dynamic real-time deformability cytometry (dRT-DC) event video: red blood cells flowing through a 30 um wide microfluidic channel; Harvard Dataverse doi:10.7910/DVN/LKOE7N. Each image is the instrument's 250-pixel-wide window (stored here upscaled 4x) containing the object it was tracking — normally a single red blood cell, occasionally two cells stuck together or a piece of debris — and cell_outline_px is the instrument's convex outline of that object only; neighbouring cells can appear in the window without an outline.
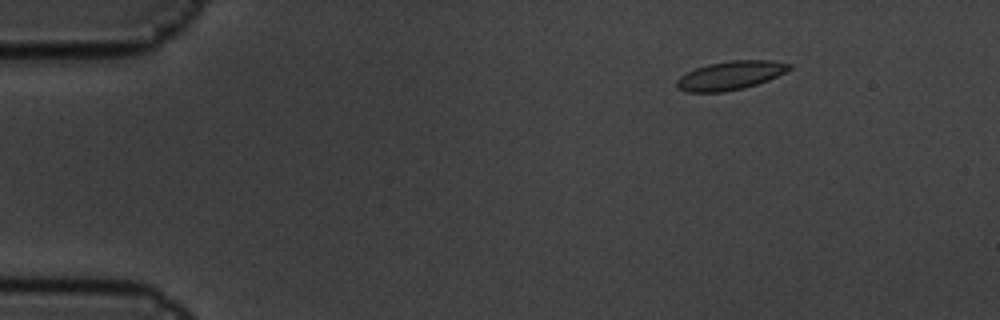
{"species": "common noctule bat (a hibernating species)", "species_latin": "Nyctalus noctula", "temperature_condition": "cold", "stored_images_in_passage": 3, "camera_frame_rate_fps": 3000, "um_per_image_px": 0.085, "animal": {"sex": "male", "body_mass_g": 19.5, "forearm_length_mm": 54.6}, "frame": {"image": 1, "passage_image": 1, "time_ms": 0.0, "image_size_px": [1000, 320], "cell_outline_px": [[792, 68], [768, 80], [744, 88], [724, 92], [684, 92], [676, 88], [676, 80], [680, 76], [696, 68], [708, 64], [732, 60], [772, 60], [792, 64]], "centroid_in_image_um": [62.06, 6.42], "position_along_channel_um": 22.9, "area_um2": 18.84}}
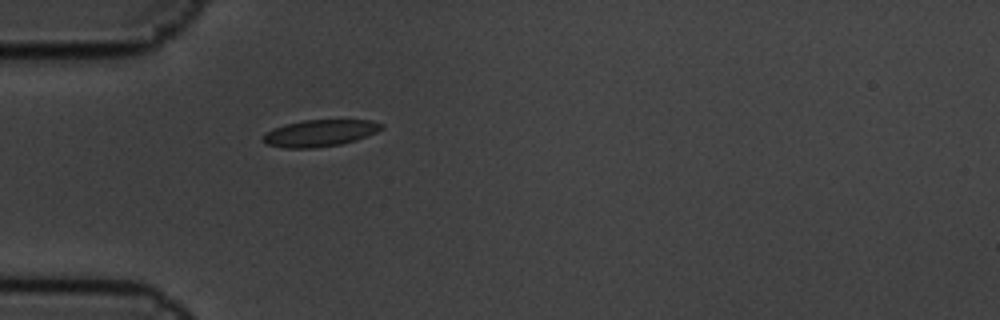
{"frame": {"image": 2, "passage_image": 3, "time_ms": 0.667, "image_size_px": [1000, 320], "cell_outline_px": [[384, 128], [376, 132], [356, 140], [340, 144], [316, 148], [284, 148], [264, 144], [260, 140], [260, 136], [284, 124], [304, 120], [372, 120], [384, 124]], "centroid_in_image_um": [27.16, 11.32], "position_along_channel_um": 57.8, "area_um2": 18.61}}